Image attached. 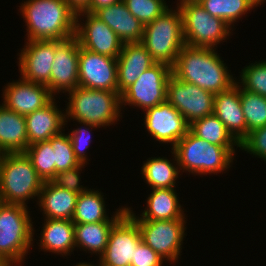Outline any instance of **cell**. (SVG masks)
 Instances as JSON below:
<instances>
[{
	"mask_svg": "<svg viewBox=\"0 0 266 266\" xmlns=\"http://www.w3.org/2000/svg\"><path fill=\"white\" fill-rule=\"evenodd\" d=\"M78 66L79 86L118 92L117 58L101 55L80 46Z\"/></svg>",
	"mask_w": 266,
	"mask_h": 266,
	"instance_id": "16",
	"label": "cell"
},
{
	"mask_svg": "<svg viewBox=\"0 0 266 266\" xmlns=\"http://www.w3.org/2000/svg\"><path fill=\"white\" fill-rule=\"evenodd\" d=\"M122 0H90L88 7L84 10L90 13H95L98 9L118 3Z\"/></svg>",
	"mask_w": 266,
	"mask_h": 266,
	"instance_id": "41",
	"label": "cell"
},
{
	"mask_svg": "<svg viewBox=\"0 0 266 266\" xmlns=\"http://www.w3.org/2000/svg\"><path fill=\"white\" fill-rule=\"evenodd\" d=\"M48 142L54 151L55 174L78 166L80 163L74 155L68 134L60 133L51 137Z\"/></svg>",
	"mask_w": 266,
	"mask_h": 266,
	"instance_id": "35",
	"label": "cell"
},
{
	"mask_svg": "<svg viewBox=\"0 0 266 266\" xmlns=\"http://www.w3.org/2000/svg\"><path fill=\"white\" fill-rule=\"evenodd\" d=\"M189 130L195 136L208 143L219 146H236V149L240 147V143L214 114L193 121L190 124Z\"/></svg>",
	"mask_w": 266,
	"mask_h": 266,
	"instance_id": "31",
	"label": "cell"
},
{
	"mask_svg": "<svg viewBox=\"0 0 266 266\" xmlns=\"http://www.w3.org/2000/svg\"><path fill=\"white\" fill-rule=\"evenodd\" d=\"M135 221L144 243L166 262L178 263L187 234L185 233L187 219Z\"/></svg>",
	"mask_w": 266,
	"mask_h": 266,
	"instance_id": "10",
	"label": "cell"
},
{
	"mask_svg": "<svg viewBox=\"0 0 266 266\" xmlns=\"http://www.w3.org/2000/svg\"><path fill=\"white\" fill-rule=\"evenodd\" d=\"M213 114L239 143L247 136V126L240 100V86L236 82L228 90L215 94Z\"/></svg>",
	"mask_w": 266,
	"mask_h": 266,
	"instance_id": "20",
	"label": "cell"
},
{
	"mask_svg": "<svg viewBox=\"0 0 266 266\" xmlns=\"http://www.w3.org/2000/svg\"><path fill=\"white\" fill-rule=\"evenodd\" d=\"M44 181L25 153L0 154V202L28 207L39 197Z\"/></svg>",
	"mask_w": 266,
	"mask_h": 266,
	"instance_id": "5",
	"label": "cell"
},
{
	"mask_svg": "<svg viewBox=\"0 0 266 266\" xmlns=\"http://www.w3.org/2000/svg\"><path fill=\"white\" fill-rule=\"evenodd\" d=\"M81 126L73 129L70 133H68L69 138L71 140L72 148L74 151V155L79 163L89 164L88 156L86 151L89 150L91 140V132L93 128L98 129L100 127L91 125L89 123L78 122ZM84 125V127H82ZM91 128V129H90ZM89 132V134H88Z\"/></svg>",
	"mask_w": 266,
	"mask_h": 266,
	"instance_id": "37",
	"label": "cell"
},
{
	"mask_svg": "<svg viewBox=\"0 0 266 266\" xmlns=\"http://www.w3.org/2000/svg\"><path fill=\"white\" fill-rule=\"evenodd\" d=\"M2 104L19 115L26 116L43 108L54 96L48 87L23 79L7 83L2 90Z\"/></svg>",
	"mask_w": 266,
	"mask_h": 266,
	"instance_id": "18",
	"label": "cell"
},
{
	"mask_svg": "<svg viewBox=\"0 0 266 266\" xmlns=\"http://www.w3.org/2000/svg\"><path fill=\"white\" fill-rule=\"evenodd\" d=\"M144 127L154 140L171 149L189 131L190 124L167 100L144 112Z\"/></svg>",
	"mask_w": 266,
	"mask_h": 266,
	"instance_id": "15",
	"label": "cell"
},
{
	"mask_svg": "<svg viewBox=\"0 0 266 266\" xmlns=\"http://www.w3.org/2000/svg\"><path fill=\"white\" fill-rule=\"evenodd\" d=\"M75 36L81 47L111 58H117L123 48V42L105 22L84 10L76 14Z\"/></svg>",
	"mask_w": 266,
	"mask_h": 266,
	"instance_id": "12",
	"label": "cell"
},
{
	"mask_svg": "<svg viewBox=\"0 0 266 266\" xmlns=\"http://www.w3.org/2000/svg\"><path fill=\"white\" fill-rule=\"evenodd\" d=\"M215 94L171 75L166 100L191 124L213 114Z\"/></svg>",
	"mask_w": 266,
	"mask_h": 266,
	"instance_id": "11",
	"label": "cell"
},
{
	"mask_svg": "<svg viewBox=\"0 0 266 266\" xmlns=\"http://www.w3.org/2000/svg\"><path fill=\"white\" fill-rule=\"evenodd\" d=\"M0 266H12L5 259L0 258Z\"/></svg>",
	"mask_w": 266,
	"mask_h": 266,
	"instance_id": "44",
	"label": "cell"
},
{
	"mask_svg": "<svg viewBox=\"0 0 266 266\" xmlns=\"http://www.w3.org/2000/svg\"><path fill=\"white\" fill-rule=\"evenodd\" d=\"M172 160L167 157H149L141 167L145 183L151 189L175 188L180 169L175 152L171 149Z\"/></svg>",
	"mask_w": 266,
	"mask_h": 266,
	"instance_id": "28",
	"label": "cell"
},
{
	"mask_svg": "<svg viewBox=\"0 0 266 266\" xmlns=\"http://www.w3.org/2000/svg\"><path fill=\"white\" fill-rule=\"evenodd\" d=\"M75 266H92V262H80V263H77Z\"/></svg>",
	"mask_w": 266,
	"mask_h": 266,
	"instance_id": "43",
	"label": "cell"
},
{
	"mask_svg": "<svg viewBox=\"0 0 266 266\" xmlns=\"http://www.w3.org/2000/svg\"><path fill=\"white\" fill-rule=\"evenodd\" d=\"M18 7L27 41L65 40L75 35L77 13L65 0H26Z\"/></svg>",
	"mask_w": 266,
	"mask_h": 266,
	"instance_id": "2",
	"label": "cell"
},
{
	"mask_svg": "<svg viewBox=\"0 0 266 266\" xmlns=\"http://www.w3.org/2000/svg\"><path fill=\"white\" fill-rule=\"evenodd\" d=\"M94 14L118 35L123 44L141 42L145 25L129 12L123 0L100 8Z\"/></svg>",
	"mask_w": 266,
	"mask_h": 266,
	"instance_id": "23",
	"label": "cell"
},
{
	"mask_svg": "<svg viewBox=\"0 0 266 266\" xmlns=\"http://www.w3.org/2000/svg\"><path fill=\"white\" fill-rule=\"evenodd\" d=\"M103 192L99 189H87L78 195L74 216L72 221L74 224L96 223L105 221H118L126 212L127 206H121L114 212L111 217H108L106 211ZM111 218V219H110Z\"/></svg>",
	"mask_w": 266,
	"mask_h": 266,
	"instance_id": "27",
	"label": "cell"
},
{
	"mask_svg": "<svg viewBox=\"0 0 266 266\" xmlns=\"http://www.w3.org/2000/svg\"><path fill=\"white\" fill-rule=\"evenodd\" d=\"M79 50L80 44L75 35L65 40H56L50 84L47 86L53 96L67 93L79 86Z\"/></svg>",
	"mask_w": 266,
	"mask_h": 266,
	"instance_id": "14",
	"label": "cell"
},
{
	"mask_svg": "<svg viewBox=\"0 0 266 266\" xmlns=\"http://www.w3.org/2000/svg\"><path fill=\"white\" fill-rule=\"evenodd\" d=\"M152 191L146 199L147 206L144 211L137 216L127 206V213L134 220H173L186 219L184 208L179 201L176 188L151 189ZM141 216V217H140Z\"/></svg>",
	"mask_w": 266,
	"mask_h": 266,
	"instance_id": "22",
	"label": "cell"
},
{
	"mask_svg": "<svg viewBox=\"0 0 266 266\" xmlns=\"http://www.w3.org/2000/svg\"><path fill=\"white\" fill-rule=\"evenodd\" d=\"M56 97L43 108L25 116L28 146L48 141L51 137L62 133L65 130V125H68L64 110L57 106Z\"/></svg>",
	"mask_w": 266,
	"mask_h": 266,
	"instance_id": "19",
	"label": "cell"
},
{
	"mask_svg": "<svg viewBox=\"0 0 266 266\" xmlns=\"http://www.w3.org/2000/svg\"><path fill=\"white\" fill-rule=\"evenodd\" d=\"M156 61L141 42L125 43L117 57L118 93L133 84Z\"/></svg>",
	"mask_w": 266,
	"mask_h": 266,
	"instance_id": "21",
	"label": "cell"
},
{
	"mask_svg": "<svg viewBox=\"0 0 266 266\" xmlns=\"http://www.w3.org/2000/svg\"><path fill=\"white\" fill-rule=\"evenodd\" d=\"M79 194L44 181L37 205L44 219L72 220Z\"/></svg>",
	"mask_w": 266,
	"mask_h": 266,
	"instance_id": "24",
	"label": "cell"
},
{
	"mask_svg": "<svg viewBox=\"0 0 266 266\" xmlns=\"http://www.w3.org/2000/svg\"><path fill=\"white\" fill-rule=\"evenodd\" d=\"M129 12L143 25L162 15L169 5L165 0H123Z\"/></svg>",
	"mask_w": 266,
	"mask_h": 266,
	"instance_id": "36",
	"label": "cell"
},
{
	"mask_svg": "<svg viewBox=\"0 0 266 266\" xmlns=\"http://www.w3.org/2000/svg\"><path fill=\"white\" fill-rule=\"evenodd\" d=\"M198 3L210 15L223 19L231 27L252 9L263 5L260 0H199Z\"/></svg>",
	"mask_w": 266,
	"mask_h": 266,
	"instance_id": "30",
	"label": "cell"
},
{
	"mask_svg": "<svg viewBox=\"0 0 266 266\" xmlns=\"http://www.w3.org/2000/svg\"><path fill=\"white\" fill-rule=\"evenodd\" d=\"M177 1V6L182 13L185 45L217 49V45L228 40L232 35L233 27L223 19L210 15L198 2Z\"/></svg>",
	"mask_w": 266,
	"mask_h": 266,
	"instance_id": "8",
	"label": "cell"
},
{
	"mask_svg": "<svg viewBox=\"0 0 266 266\" xmlns=\"http://www.w3.org/2000/svg\"><path fill=\"white\" fill-rule=\"evenodd\" d=\"M68 103L65 111L66 123H89L98 127L107 128L115 125L121 115V97L116 91L88 89L81 86L67 92Z\"/></svg>",
	"mask_w": 266,
	"mask_h": 266,
	"instance_id": "3",
	"label": "cell"
},
{
	"mask_svg": "<svg viewBox=\"0 0 266 266\" xmlns=\"http://www.w3.org/2000/svg\"><path fill=\"white\" fill-rule=\"evenodd\" d=\"M141 43L156 62L173 66L180 50L185 46L182 13L178 6L144 26Z\"/></svg>",
	"mask_w": 266,
	"mask_h": 266,
	"instance_id": "7",
	"label": "cell"
},
{
	"mask_svg": "<svg viewBox=\"0 0 266 266\" xmlns=\"http://www.w3.org/2000/svg\"><path fill=\"white\" fill-rule=\"evenodd\" d=\"M180 172L195 175L223 174L234 163L235 146H219L195 136L190 130L172 148ZM183 170V171H182Z\"/></svg>",
	"mask_w": 266,
	"mask_h": 266,
	"instance_id": "4",
	"label": "cell"
},
{
	"mask_svg": "<svg viewBox=\"0 0 266 266\" xmlns=\"http://www.w3.org/2000/svg\"><path fill=\"white\" fill-rule=\"evenodd\" d=\"M24 153L43 181H50L55 176L54 151L48 141L29 145Z\"/></svg>",
	"mask_w": 266,
	"mask_h": 266,
	"instance_id": "33",
	"label": "cell"
},
{
	"mask_svg": "<svg viewBox=\"0 0 266 266\" xmlns=\"http://www.w3.org/2000/svg\"><path fill=\"white\" fill-rule=\"evenodd\" d=\"M142 240L136 221L126 212L112 227L97 266H130Z\"/></svg>",
	"mask_w": 266,
	"mask_h": 266,
	"instance_id": "13",
	"label": "cell"
},
{
	"mask_svg": "<svg viewBox=\"0 0 266 266\" xmlns=\"http://www.w3.org/2000/svg\"><path fill=\"white\" fill-rule=\"evenodd\" d=\"M77 13L85 10L90 3V0H65Z\"/></svg>",
	"mask_w": 266,
	"mask_h": 266,
	"instance_id": "42",
	"label": "cell"
},
{
	"mask_svg": "<svg viewBox=\"0 0 266 266\" xmlns=\"http://www.w3.org/2000/svg\"><path fill=\"white\" fill-rule=\"evenodd\" d=\"M29 207L0 202V258L12 266H22L35 230Z\"/></svg>",
	"mask_w": 266,
	"mask_h": 266,
	"instance_id": "6",
	"label": "cell"
},
{
	"mask_svg": "<svg viewBox=\"0 0 266 266\" xmlns=\"http://www.w3.org/2000/svg\"><path fill=\"white\" fill-rule=\"evenodd\" d=\"M84 166L85 164L80 163L74 168L58 172L50 181L56 186L67 189L68 191H72L76 194L85 192L88 188L80 184L81 175H79L81 174L80 172H82Z\"/></svg>",
	"mask_w": 266,
	"mask_h": 266,
	"instance_id": "38",
	"label": "cell"
},
{
	"mask_svg": "<svg viewBox=\"0 0 266 266\" xmlns=\"http://www.w3.org/2000/svg\"><path fill=\"white\" fill-rule=\"evenodd\" d=\"M239 148L266 162V126L249 132L240 142Z\"/></svg>",
	"mask_w": 266,
	"mask_h": 266,
	"instance_id": "39",
	"label": "cell"
},
{
	"mask_svg": "<svg viewBox=\"0 0 266 266\" xmlns=\"http://www.w3.org/2000/svg\"><path fill=\"white\" fill-rule=\"evenodd\" d=\"M244 67L236 83L242 89L266 97V61H255Z\"/></svg>",
	"mask_w": 266,
	"mask_h": 266,
	"instance_id": "34",
	"label": "cell"
},
{
	"mask_svg": "<svg viewBox=\"0 0 266 266\" xmlns=\"http://www.w3.org/2000/svg\"><path fill=\"white\" fill-rule=\"evenodd\" d=\"M216 50L185 45L172 66V75L214 94L228 90L236 78Z\"/></svg>",
	"mask_w": 266,
	"mask_h": 266,
	"instance_id": "1",
	"label": "cell"
},
{
	"mask_svg": "<svg viewBox=\"0 0 266 266\" xmlns=\"http://www.w3.org/2000/svg\"><path fill=\"white\" fill-rule=\"evenodd\" d=\"M38 239L39 249L61 256H71L76 249L74 223L72 220L44 219Z\"/></svg>",
	"mask_w": 266,
	"mask_h": 266,
	"instance_id": "25",
	"label": "cell"
},
{
	"mask_svg": "<svg viewBox=\"0 0 266 266\" xmlns=\"http://www.w3.org/2000/svg\"><path fill=\"white\" fill-rule=\"evenodd\" d=\"M164 261L163 258L141 240L136 247L130 266H163Z\"/></svg>",
	"mask_w": 266,
	"mask_h": 266,
	"instance_id": "40",
	"label": "cell"
},
{
	"mask_svg": "<svg viewBox=\"0 0 266 266\" xmlns=\"http://www.w3.org/2000/svg\"><path fill=\"white\" fill-rule=\"evenodd\" d=\"M240 100L245 116L247 135L255 129L266 126V97L240 87Z\"/></svg>",
	"mask_w": 266,
	"mask_h": 266,
	"instance_id": "32",
	"label": "cell"
},
{
	"mask_svg": "<svg viewBox=\"0 0 266 266\" xmlns=\"http://www.w3.org/2000/svg\"><path fill=\"white\" fill-rule=\"evenodd\" d=\"M17 55L20 76L28 81L48 86L55 57L56 40L26 41Z\"/></svg>",
	"mask_w": 266,
	"mask_h": 266,
	"instance_id": "17",
	"label": "cell"
},
{
	"mask_svg": "<svg viewBox=\"0 0 266 266\" xmlns=\"http://www.w3.org/2000/svg\"><path fill=\"white\" fill-rule=\"evenodd\" d=\"M27 147L25 116L0 104V154L24 153Z\"/></svg>",
	"mask_w": 266,
	"mask_h": 266,
	"instance_id": "26",
	"label": "cell"
},
{
	"mask_svg": "<svg viewBox=\"0 0 266 266\" xmlns=\"http://www.w3.org/2000/svg\"><path fill=\"white\" fill-rule=\"evenodd\" d=\"M117 221L74 224L77 249L99 257L104 253L113 225ZM98 254V255H97Z\"/></svg>",
	"mask_w": 266,
	"mask_h": 266,
	"instance_id": "29",
	"label": "cell"
},
{
	"mask_svg": "<svg viewBox=\"0 0 266 266\" xmlns=\"http://www.w3.org/2000/svg\"><path fill=\"white\" fill-rule=\"evenodd\" d=\"M171 75V66L156 62L120 94L121 108L130 105L144 112L166 101L167 84Z\"/></svg>",
	"mask_w": 266,
	"mask_h": 266,
	"instance_id": "9",
	"label": "cell"
}]
</instances>
